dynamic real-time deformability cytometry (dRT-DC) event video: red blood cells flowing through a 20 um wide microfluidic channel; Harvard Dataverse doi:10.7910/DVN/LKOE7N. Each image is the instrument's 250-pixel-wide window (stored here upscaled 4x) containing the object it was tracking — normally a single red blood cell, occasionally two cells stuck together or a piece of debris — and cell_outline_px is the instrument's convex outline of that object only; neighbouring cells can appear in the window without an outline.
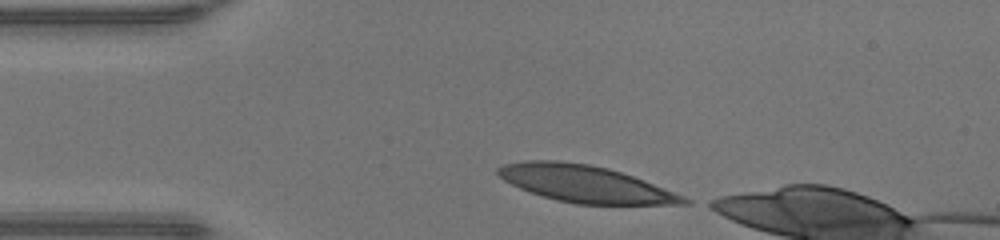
{"species": "human", "species_latin": "Homo sapiens", "temperature_condition": "warm", "stored_images_in_passage": 30, "camera_frame_rate_fps": 3000, "um_per_image_px": 0.085, "donor": {"sex": "male"}, "frame": {"image": 1, "passage_image": 1, "time_ms": 0.0, "image_size_px": [1000, 240], "cell_outline_px": [[692, 204], [576, 204], [556, 200], [528, 192], [504, 180], [496, 172], [496, 168], [504, 164], [524, 160], [560, 160], [588, 164], [608, 168], [644, 180], [684, 196], [692, 200]], "centroid_in_image_um": [49.72, 15.62], "position_along_channel_um": 35.3, "area_um2": 39.82}}
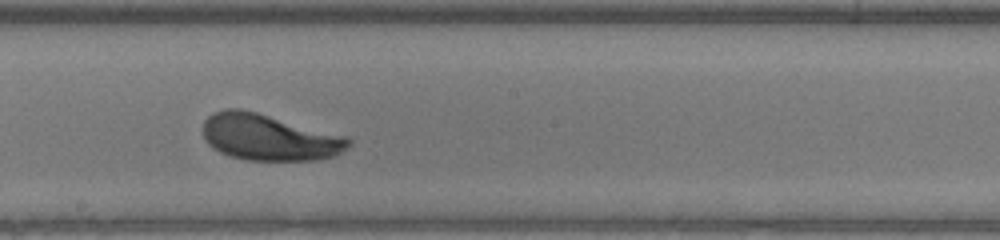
{"frame": {"image": 2, "passage_image": 17, "time_ms": 5.333, "image_size_px": [1000, 240], "cell_outline_px": [[352, 144], [348, 148], [336, 156], [316, 160], [248, 160], [228, 156], [212, 148], [204, 140], [204, 120], [212, 112], [224, 108], [240, 108], [256, 112], [348, 136], [352, 140]], "centroid_in_image_um": [22.89, 11.67], "position_along_channel_um": 225.3, "area_um2": 39.71}}
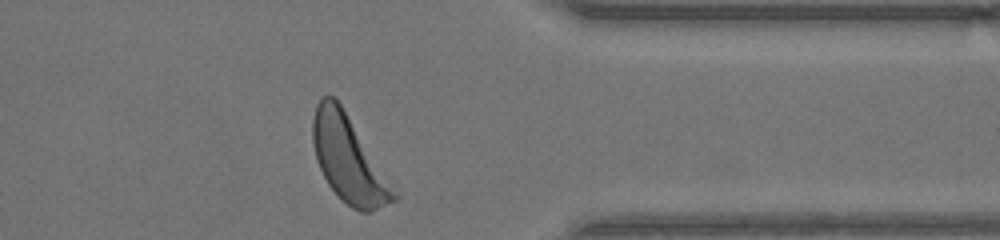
{"frame": {"image": 3, "passage_image": 29, "time_ms": 9.333, "image_size_px": [1000, 240], "cell_outline_px": [[400, 196], [396, 200], [372, 212], [360, 212], [352, 208], [328, 184], [316, 160], [312, 140], [312, 120], [316, 104], [324, 96], [332, 96], [340, 104], [400, 192]], "centroid_in_image_um": [29.68, 13.58], "position_along_channel_um": 381.7, "area_um2": 40.69}, "authors_computed_cell_mechanics": {"area_um2": 39.7086, "velocity_mm_per_s": 4.2447, "shape_relaxation_time_tau1_ms": 2.7475, "shape_relaxation_time_tau2_ms": null, "deformation_change_tau1": 0.171, "deformation_change_tau2": null}}